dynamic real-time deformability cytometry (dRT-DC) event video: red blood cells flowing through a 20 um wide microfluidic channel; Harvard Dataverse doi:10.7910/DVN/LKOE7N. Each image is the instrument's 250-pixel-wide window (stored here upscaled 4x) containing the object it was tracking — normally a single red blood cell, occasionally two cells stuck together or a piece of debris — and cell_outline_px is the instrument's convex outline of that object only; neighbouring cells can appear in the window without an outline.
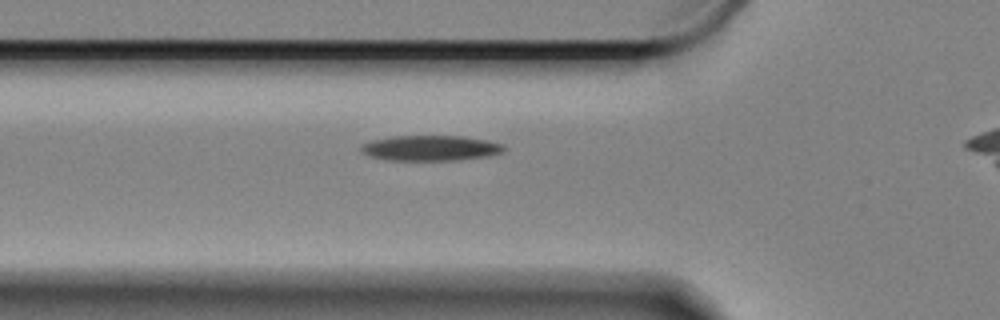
{"species": "Egyptian fruit bat (a non-hibernating species)", "species_latin": "Rousettus aegyptiacus", "temperature_condition": "cold", "stored_images_in_passage": 34, "camera_frame_rate_fps": 3000, "um_per_image_px": 0.085, "animal": {"sex": "female"}, "frame": {"image": 1, "passage_image": 2, "time_ms": 0.333, "image_size_px": [1000, 320], "cell_outline_px": [[504, 148], [500, 152], [488, 156], [452, 160], [388, 160], [368, 156], [360, 152], [360, 144], [372, 140], [392, 136], [464, 136], [484, 140], [500, 144]], "centroid_in_image_um": [36.47, 12.58], "position_along_channel_um": 89.3, "area_um2": 20.92}}
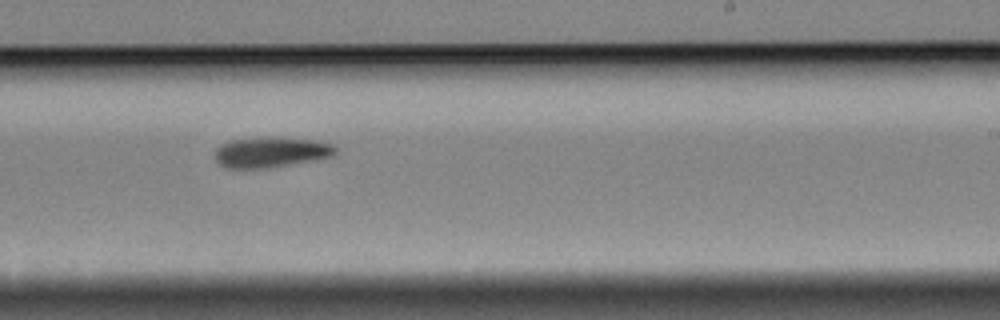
{"frame": {"image": 2, "passage_image": 18, "time_ms": 5.667, "image_size_px": [1000, 320], "cell_outline_px": [[336, 152], [332, 156], [268, 168], [224, 168], [216, 160], [216, 148], [232, 140], [312, 140], [332, 144], [336, 148]], "centroid_in_image_um": [23.01, 12.99], "position_along_channel_um": 266.0, "area_um2": 19.94}}
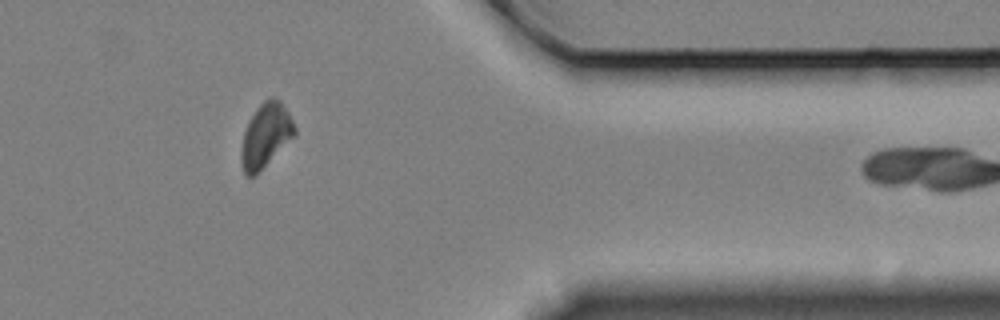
{"frame": {"image": 3, "passage_image": 31, "time_ms": 10.0, "image_size_px": [1000, 320], "cell_outline_px": [[296, 132], [256, 176], [248, 176], [244, 172], [240, 160], [240, 156], [244, 132], [252, 116], [260, 104], [264, 100], [272, 96], [280, 100], [288, 112], [296, 128]], "centroid_in_image_um": [22.57, 11.51], "position_along_channel_um": 388.8, "area_um2": 19.48}}